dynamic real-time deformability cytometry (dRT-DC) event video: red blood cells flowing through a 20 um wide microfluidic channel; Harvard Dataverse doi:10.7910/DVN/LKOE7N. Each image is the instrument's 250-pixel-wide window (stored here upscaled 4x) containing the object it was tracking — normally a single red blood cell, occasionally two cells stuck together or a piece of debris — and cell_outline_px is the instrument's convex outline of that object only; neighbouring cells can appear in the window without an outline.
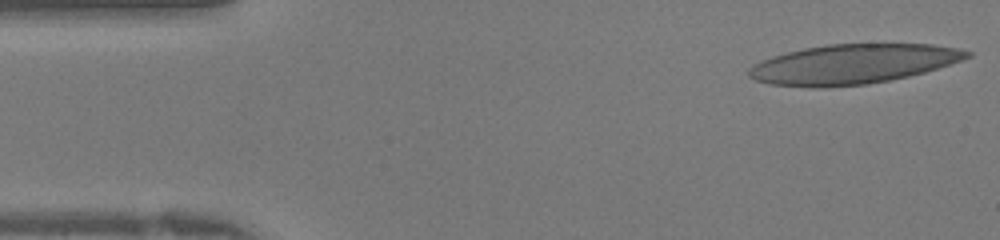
{"species": "human", "species_latin": "Homo sapiens", "temperature_condition": "warm", "stored_images_in_passage": 40, "camera_frame_rate_fps": 3000, "um_per_image_px": 0.085, "donor": {"sex": "female"}, "frame": {"image": 1, "passage_image": 1, "time_ms": 0.0, "image_size_px": [1000, 240], "cell_outline_px": [[972, 56], [924, 72], [908, 76], [888, 80], [864, 84], [824, 88], [812, 88], [772, 84], [756, 80], [748, 76], [748, 68], [752, 64], [772, 56], [804, 48], [828, 44], [932, 44], [960, 48], [972, 52]], "centroid_in_image_um": [72.46, 5.44], "position_along_channel_um": 12.5, "area_um2": 50.29}}
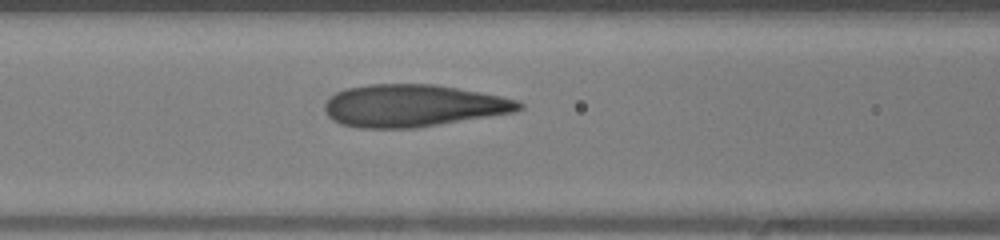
{"frame": {"image": 2, "passage_image": 15, "time_ms": 4.667, "image_size_px": [1000, 240], "cell_outline_px": [[524, 108], [512, 112], [416, 128], [360, 128], [340, 124], [332, 120], [328, 116], [324, 108], [324, 104], [336, 92], [348, 88], [368, 84], [436, 84], [480, 92], [520, 100], [524, 104]], "centroid_in_image_um": [35.1, 8.98], "position_along_channel_um": 131.5, "area_um2": 47.8}}
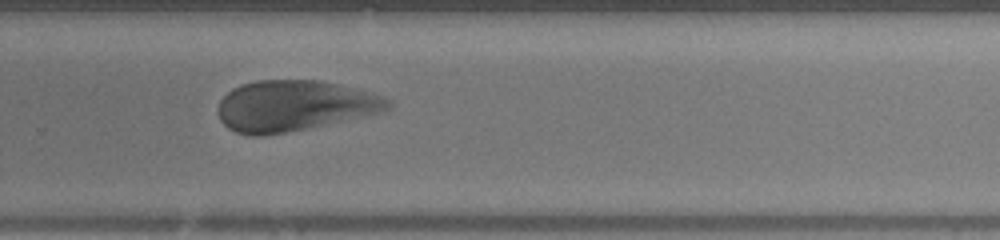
{"frame": {"image": 3, "passage_image": 26, "time_ms": 8.333, "image_size_px": [1000, 240], "cell_outline_px": [[392, 108], [380, 112], [308, 128], [264, 136], [248, 136], [236, 132], [228, 128], [220, 120], [216, 108], [220, 100], [232, 88], [240, 84], [256, 80], [320, 80], [340, 84], [372, 92], [384, 96], [392, 100]], "centroid_in_image_um": [25.0, 8.98], "position_along_channel_um": 304.8, "area_um2": 50.63}}